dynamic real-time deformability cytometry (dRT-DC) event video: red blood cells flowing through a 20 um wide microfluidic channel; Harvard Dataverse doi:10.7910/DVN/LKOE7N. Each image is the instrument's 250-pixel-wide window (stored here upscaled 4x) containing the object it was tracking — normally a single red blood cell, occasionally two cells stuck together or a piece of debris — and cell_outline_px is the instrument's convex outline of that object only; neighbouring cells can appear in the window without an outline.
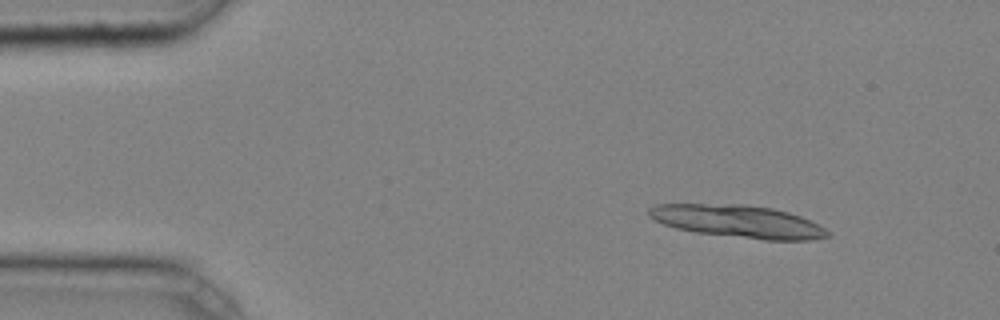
{"species": "common noctule bat (a hibernating species)", "species_latin": "Nyctalus noctula", "temperature_condition": "cold", "stored_images_in_passage": 5, "camera_frame_rate_fps": 3000, "um_per_image_px": 0.085, "animal": {"sex": "male", "body_mass_g": 20.4}, "frame": {"image": 1, "passage_image": 2, "time_ms": 0.333, "image_size_px": [1000, 320], "cell_outline_px": [[832, 236], [812, 240], [764, 240], [696, 232], [676, 228], [664, 224], [648, 216], [648, 208], [656, 204], [744, 204], [772, 208], [788, 212], [812, 220], [832, 232]], "centroid_in_image_um": [62.8, 18.82], "position_along_channel_um": 22.2, "area_um2": 34.16}}
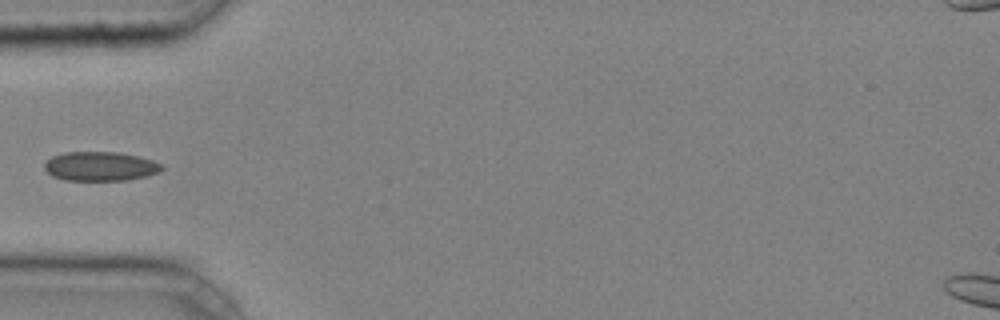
{"frame": {"image": 2, "passage_image": 5, "time_ms": 1.333, "image_size_px": [1000, 320], "cell_outline_px": [[164, 168], [160, 172], [128, 180], [64, 180], [52, 176], [44, 168], [44, 164], [52, 156], [64, 152], [116, 152], [136, 156], [152, 160], [160, 164]], "centroid_in_image_um": [8.5, 14.14], "position_along_channel_um": 76.5, "area_um2": 19.83}}